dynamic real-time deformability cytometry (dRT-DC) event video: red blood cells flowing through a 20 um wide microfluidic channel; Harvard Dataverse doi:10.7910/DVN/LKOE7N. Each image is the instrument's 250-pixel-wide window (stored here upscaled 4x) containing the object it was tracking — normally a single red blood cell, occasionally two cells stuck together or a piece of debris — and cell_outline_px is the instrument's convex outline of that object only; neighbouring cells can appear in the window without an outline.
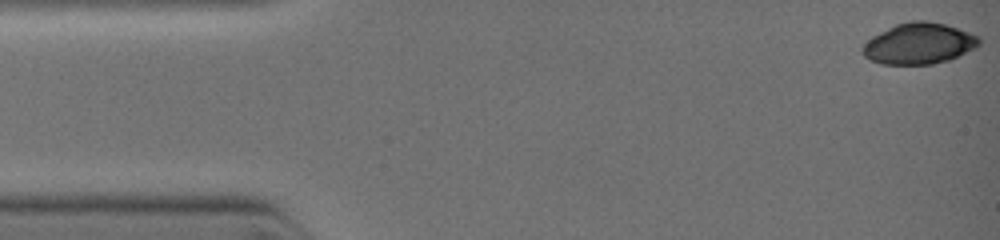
{"species": "common noctule bat (a hibernating species)", "species_latin": "Nyctalus noctula", "temperature_condition": "warm", "stored_images_in_passage": 37, "camera_frame_rate_fps": 3000, "um_per_image_px": 0.085, "animal": {"sex": "female", "body_mass_g": 19.0, "forearm_length_mm": 51.5}, "frame": {"image": 1, "passage_image": 1, "time_ms": 0.0, "image_size_px": [1000, 240], "cell_outline_px": [[980, 44], [976, 48], [948, 60], [932, 64], [880, 64], [864, 56], [864, 44], [872, 36], [896, 24], [916, 20], [924, 20], [944, 24], [980, 36]], "centroid_in_image_um": [78.14, 3.7], "position_along_channel_um": 6.9, "area_um2": 27.57}}
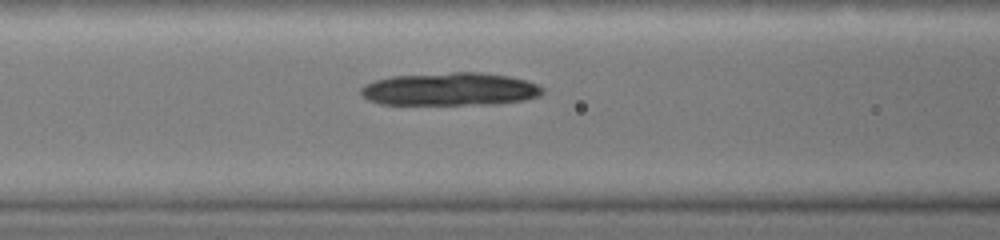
{"frame": {"image": 2, "passage_image": 16, "time_ms": 4.333, "image_size_px": [1000, 240], "cell_outline_px": [[544, 92], [540, 96], [524, 100], [484, 104], [380, 104], [368, 100], [360, 92], [360, 88], [364, 84], [376, 80], [392, 76], [452, 72], [480, 72], [508, 76], [524, 80], [536, 84], [544, 88]], "centroid_in_image_um": [38.24, 7.57], "position_along_channel_um": 128.4, "area_um2": 34.74}}
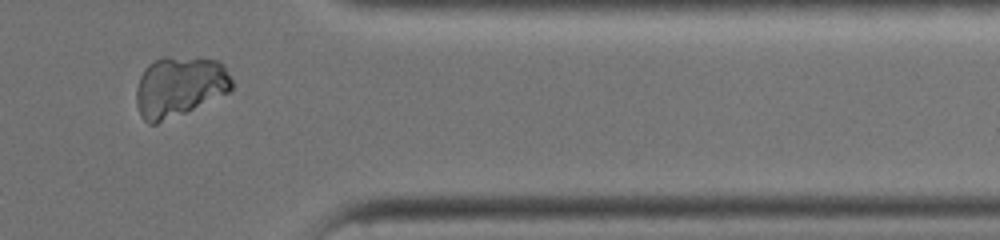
{"frame": {"image": 3, "passage_image": 33, "time_ms": 9.333, "image_size_px": [1000, 240], "cell_outline_px": [[232, 88], [228, 92], [184, 112], [156, 124], [148, 124], [140, 116], [136, 104], [136, 88], [140, 76], [148, 64], [160, 56], [168, 56], [216, 60], [224, 64], [232, 80]], "centroid_in_image_um": [15.21, 7.34], "position_along_channel_um": 396.2, "area_um2": 33.47}}